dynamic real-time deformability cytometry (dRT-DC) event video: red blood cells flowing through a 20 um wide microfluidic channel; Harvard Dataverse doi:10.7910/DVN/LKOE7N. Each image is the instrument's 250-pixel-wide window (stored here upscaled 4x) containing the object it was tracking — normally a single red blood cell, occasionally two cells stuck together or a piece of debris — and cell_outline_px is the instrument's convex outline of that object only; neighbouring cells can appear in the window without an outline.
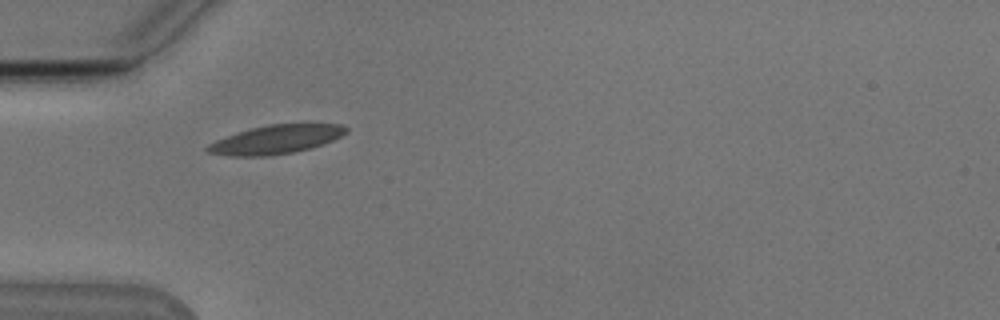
{"species": "Egyptian fruit bat (a non-hibernating species)", "species_latin": "Rousettus aegyptiacus", "temperature_condition": "cold", "stored_images_in_passage": 24, "camera_frame_rate_fps": 3000, "um_per_image_px": 0.085, "animal": {"sex": "male"}, "frame": {"image": 1, "passage_image": 1, "time_ms": 0.0, "image_size_px": [1000, 320], "cell_outline_px": [[348, 132], [324, 144], [312, 148], [292, 152], [268, 156], [228, 156], [208, 152], [204, 148], [208, 144], [216, 140], [252, 128], [272, 124], [308, 120], [340, 124], [348, 128]], "centroid_in_image_um": [23.58, 11.81], "position_along_channel_um": 61.4, "area_um2": 23.93}}